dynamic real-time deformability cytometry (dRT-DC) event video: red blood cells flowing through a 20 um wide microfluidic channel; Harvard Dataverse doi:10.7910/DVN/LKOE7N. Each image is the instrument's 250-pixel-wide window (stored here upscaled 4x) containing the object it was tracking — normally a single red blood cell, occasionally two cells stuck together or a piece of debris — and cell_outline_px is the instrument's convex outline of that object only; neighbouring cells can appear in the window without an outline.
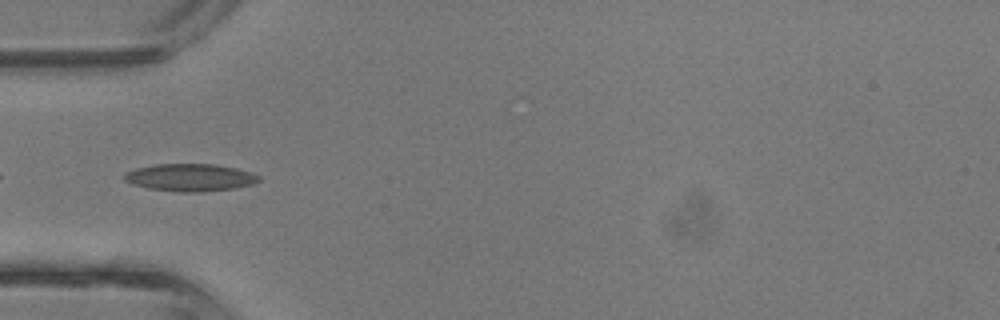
{"species": "common noctule bat (a hibernating species)", "species_latin": "Nyctalus noctula", "temperature_condition": "room temperature", "stored_images_in_passage": 3, "camera_frame_rate_fps": 3000, "um_per_image_px": 0.085, "animal": {"sex": "male", "body_mass_g": 13.3}, "frame": {"image": 1, "passage_image": 2, "time_ms": 0.333, "image_size_px": [1000, 320], "cell_outline_px": [[260, 180], [252, 184], [232, 188], [200, 192], [180, 192], [148, 188], [132, 184], [124, 180], [124, 172], [136, 168], [156, 164], [216, 164], [236, 168], [252, 172], [260, 176]], "centroid_in_image_um": [16.15, 15.08], "position_along_channel_um": 68.9, "area_um2": 21.5}}
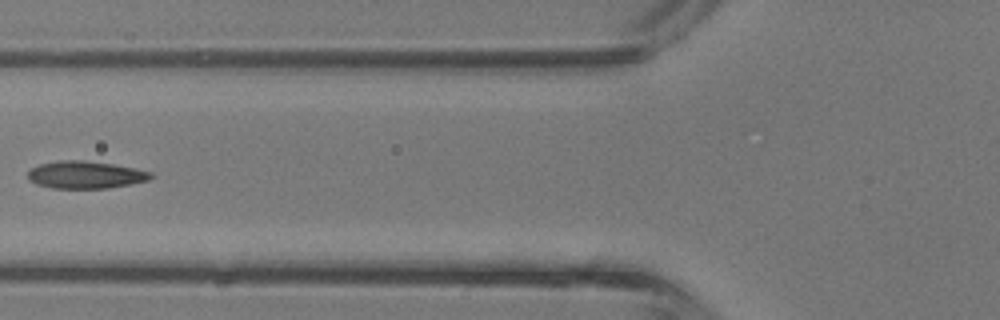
{"frame": {"image": 2, "passage_image": 3, "time_ms": 0.667, "image_size_px": [1000, 320], "cell_outline_px": [[152, 176], [148, 180], [132, 184], [108, 188], [52, 188], [36, 184], [28, 180], [28, 172], [32, 168], [40, 164], [60, 160], [84, 160], [112, 164], [136, 168], [152, 172]], "centroid_in_image_um": [7.26, 14.86], "position_along_channel_um": 118.5, "area_um2": 19.65}}